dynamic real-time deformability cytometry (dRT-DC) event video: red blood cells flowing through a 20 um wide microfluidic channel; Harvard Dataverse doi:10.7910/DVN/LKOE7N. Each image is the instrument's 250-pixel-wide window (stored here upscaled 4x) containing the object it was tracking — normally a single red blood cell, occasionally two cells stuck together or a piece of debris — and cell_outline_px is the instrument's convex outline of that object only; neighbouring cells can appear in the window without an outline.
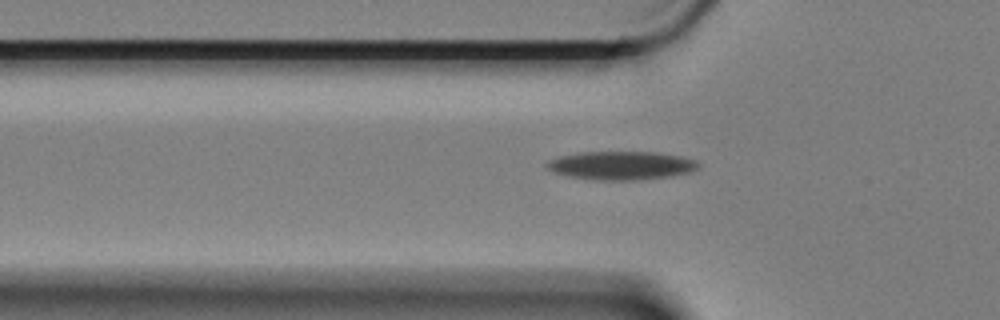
{"species": "Egyptian fruit bat (a non-hibernating species)", "species_latin": "Rousettus aegyptiacus", "temperature_condition": "cold", "stored_images_in_passage": 15, "camera_frame_rate_fps": 3000, "um_per_image_px": 0.085, "animal": {"sex": "female"}, "frame": {"image": 1, "passage_image": 8, "time_ms": 2.333, "image_size_px": [1000, 320], "cell_outline_px": [[700, 164], [696, 168], [688, 172], [672, 176], [636, 180], [600, 180], [572, 176], [552, 172], [544, 164], [548, 160], [560, 156], [580, 152], [656, 152], [680, 156], [696, 160]], "centroid_in_image_um": [52.79, 14.06], "position_along_channel_um": 73.0, "area_um2": 24.97}}
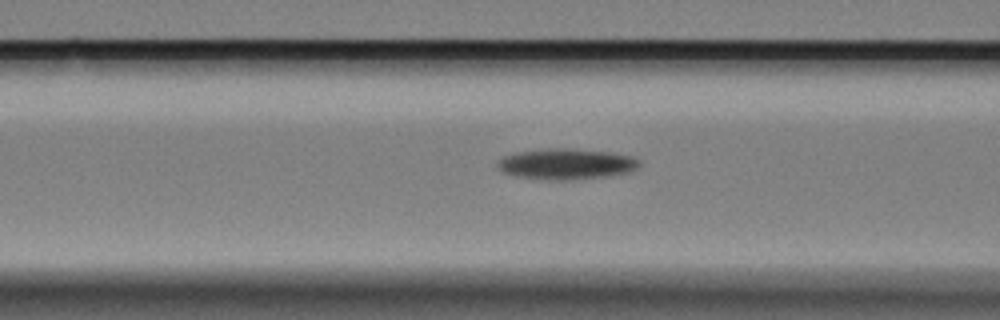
{"frame": {"image": 2, "passage_image": 12, "time_ms": 3.667, "image_size_px": [1000, 320], "cell_outline_px": [[640, 164], [636, 168], [628, 172], [604, 176], [564, 180], [548, 180], [512, 176], [496, 168], [496, 164], [504, 156], [520, 152], [552, 148], [568, 148], [608, 152], [632, 156], [640, 160]], "centroid_in_image_um": [48.1, 13.94], "position_along_channel_um": 118.5, "area_um2": 25.2}}